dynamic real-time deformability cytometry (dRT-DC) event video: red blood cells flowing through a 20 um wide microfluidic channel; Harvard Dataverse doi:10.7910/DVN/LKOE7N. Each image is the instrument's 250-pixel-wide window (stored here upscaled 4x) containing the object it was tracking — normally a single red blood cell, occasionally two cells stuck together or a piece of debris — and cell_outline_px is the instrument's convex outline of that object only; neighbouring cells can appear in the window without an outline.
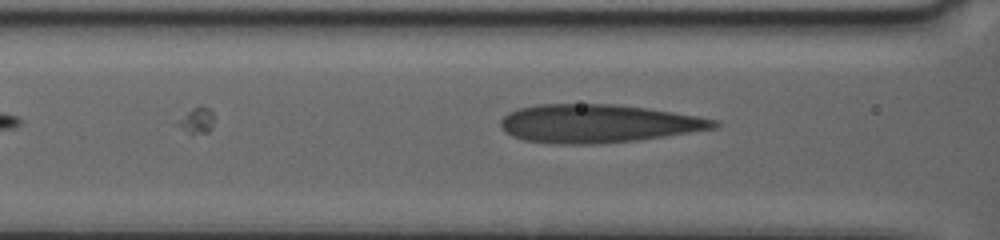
{"species": "human", "species_latin": "Homo sapiens", "temperature_condition": "warm", "stored_images_in_passage": 6, "camera_frame_rate_fps": 3000, "um_per_image_px": 0.085, "donor": {"sex": "female"}, "frame": {"image": 1, "passage_image": 6, "time_ms": 2.667, "image_size_px": [1000, 240], "cell_outline_px": [[720, 124], [716, 128], [664, 136], [636, 140], [600, 144], [560, 144], [524, 140], [512, 136], [504, 132], [500, 124], [500, 120], [508, 112], [520, 108], [540, 104], [616, 104], [672, 112], [720, 120]], "centroid_in_image_um": [50.81, 10.5], "position_along_channel_um": 115.8, "area_um2": 47.45}}